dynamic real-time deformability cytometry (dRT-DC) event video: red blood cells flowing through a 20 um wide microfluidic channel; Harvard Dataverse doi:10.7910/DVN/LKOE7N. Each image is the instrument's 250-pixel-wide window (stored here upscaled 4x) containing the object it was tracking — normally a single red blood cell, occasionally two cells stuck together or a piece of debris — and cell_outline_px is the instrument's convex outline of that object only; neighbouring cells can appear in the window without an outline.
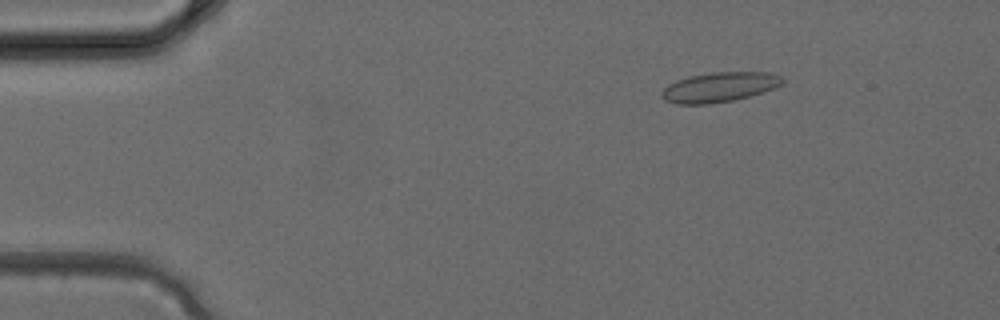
{"species": "common noctule bat (a hibernating species)", "species_latin": "Nyctalus noctula", "temperature_condition": "cold", "stored_images_in_passage": 3, "camera_frame_rate_fps": 3000, "um_per_image_px": 0.085, "animal": {"sex": "female", "body_mass_g": 24.6, "forearm_length_mm": 56.2}, "frame": {"image": 1, "passage_image": 2, "time_ms": 0.333, "image_size_px": [1000, 320], "cell_outline_px": [[784, 80], [776, 88], [764, 92], [732, 100], [708, 104], [676, 104], [664, 100], [660, 96], [660, 92], [668, 84], [676, 80], [688, 76], [712, 72], [772, 72], [780, 76]], "centroid_in_image_um": [61.11, 7.4], "position_along_channel_um": 23.9, "area_um2": 21.1}}